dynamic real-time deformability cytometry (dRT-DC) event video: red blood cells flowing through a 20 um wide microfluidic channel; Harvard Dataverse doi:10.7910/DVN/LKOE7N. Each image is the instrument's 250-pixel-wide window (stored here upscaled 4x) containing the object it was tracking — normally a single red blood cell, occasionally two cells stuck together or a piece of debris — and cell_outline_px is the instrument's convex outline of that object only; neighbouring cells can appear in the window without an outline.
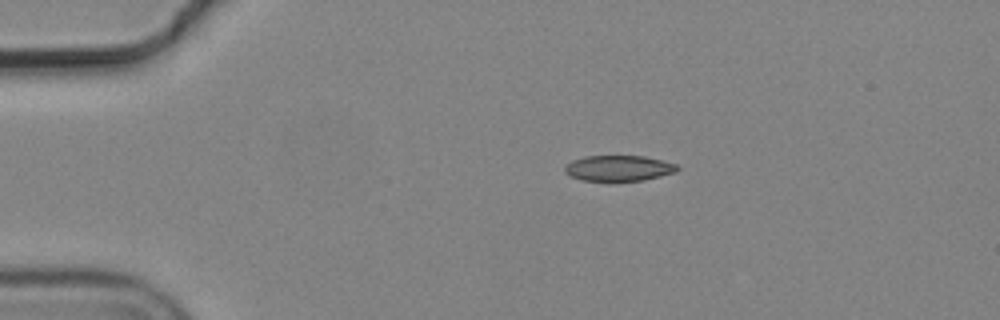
{"species": "common noctule bat (a hibernating species)", "species_latin": "Nyctalus noctula", "temperature_condition": "cold", "stored_images_in_passage": 4, "camera_frame_rate_fps": 3000, "um_per_image_px": 0.085, "animal": {"sex": "male", "body_mass_g": 19.2, "forearm_length_mm": 51.8}, "frame": {"image": 1, "passage_image": 2, "time_ms": 0.333, "image_size_px": [1000, 320], "cell_outline_px": [[680, 168], [676, 172], [644, 180], [608, 184], [580, 180], [568, 176], [564, 172], [564, 168], [572, 160], [584, 156], [644, 156], [676, 164]], "centroid_in_image_um": [52.53, 14.35], "position_along_channel_um": 32.5, "area_um2": 17.63}}